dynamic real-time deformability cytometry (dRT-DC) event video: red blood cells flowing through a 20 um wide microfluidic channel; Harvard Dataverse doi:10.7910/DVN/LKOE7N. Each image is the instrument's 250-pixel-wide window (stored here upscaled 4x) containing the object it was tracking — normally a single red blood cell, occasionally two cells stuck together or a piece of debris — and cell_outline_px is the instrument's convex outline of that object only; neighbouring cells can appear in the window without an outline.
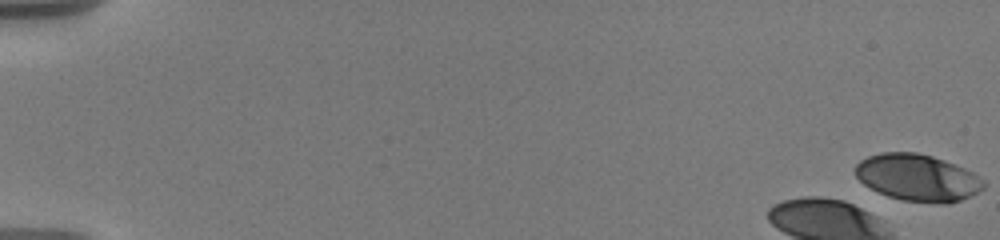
{"species": "human", "species_latin": "Homo sapiens", "temperature_condition": "warm", "stored_images_in_passage": 20, "camera_frame_rate_fps": 3000, "um_per_image_px": 0.085, "donor": {"sex": "male"}, "frame": {"image": 1, "passage_image": 1, "time_ms": 0.0, "image_size_px": [1000, 240], "cell_outline_px": [[984, 188], [960, 200], [948, 204], [940, 204], [900, 200], [888, 196], [864, 184], [856, 176], [856, 164], [860, 160], [868, 156], [880, 152], [916, 152], [932, 156], [944, 160], [964, 168], [972, 172], [984, 180]], "centroid_in_image_um": [77.99, 15.1], "position_along_channel_um": 7.0, "area_um2": 34.85}}